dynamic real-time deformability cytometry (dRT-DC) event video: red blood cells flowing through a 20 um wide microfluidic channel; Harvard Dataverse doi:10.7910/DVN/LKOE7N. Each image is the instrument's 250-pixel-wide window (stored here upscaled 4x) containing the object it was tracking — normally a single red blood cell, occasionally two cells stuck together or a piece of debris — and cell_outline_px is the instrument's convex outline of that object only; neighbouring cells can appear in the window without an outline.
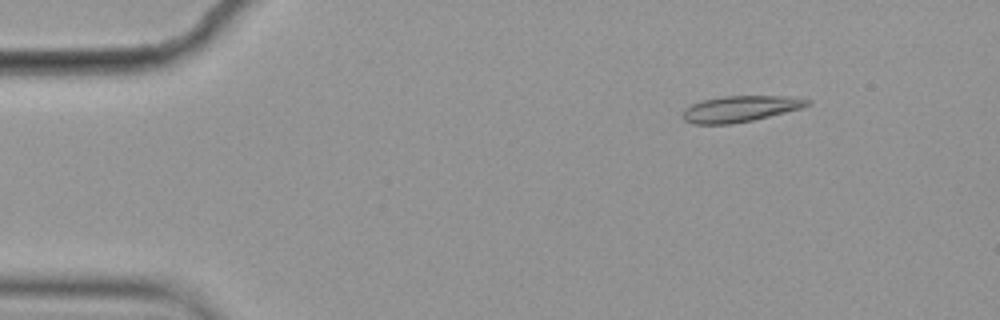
{"species": "common noctule bat (a hibernating species)", "species_latin": "Nyctalus noctula", "temperature_condition": "cold", "stored_images_in_passage": 4, "camera_frame_rate_fps": 3000, "um_per_image_px": 0.085, "animal": {"sex": "female", "body_mass_g": 19.9}, "frame": {"image": 1, "passage_image": 2, "time_ms": 0.333, "image_size_px": [1000, 320], "cell_outline_px": [[812, 100], [804, 108], [752, 120], [732, 124], [692, 124], [684, 120], [684, 112], [692, 104], [704, 100], [724, 96], [788, 96]], "centroid_in_image_um": [62.97, 9.25], "position_along_channel_um": 22.0, "area_um2": 18.73}}